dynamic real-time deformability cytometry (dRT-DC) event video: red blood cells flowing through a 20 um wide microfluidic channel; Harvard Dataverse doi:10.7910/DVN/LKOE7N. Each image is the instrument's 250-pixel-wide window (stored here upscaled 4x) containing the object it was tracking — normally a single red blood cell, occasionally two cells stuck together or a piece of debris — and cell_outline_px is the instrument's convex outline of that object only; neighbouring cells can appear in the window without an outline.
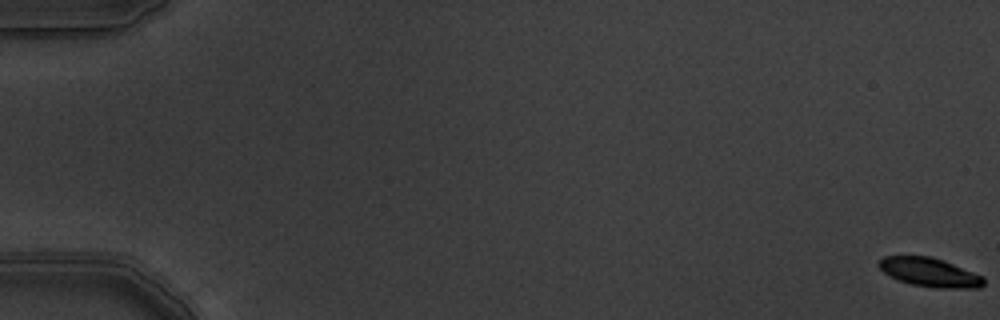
{"species": "common noctule bat (a hibernating species)", "species_latin": "Nyctalus noctula", "temperature_condition": "warm", "stored_images_in_passage": 7, "segment_of_instrument_passage": [1, 2], "camera_frame_rate_fps": 3000, "um_per_image_px": 0.085, "animal": {"sex": "male", "body_mass_g": 19.5, "forearm_length_mm": 54.6}, "frame": {"image": 1, "passage_image": 1, "time_ms": 0.0, "image_size_px": [1000, 320], "cell_outline_px": [[984, 284], [980, 288], [936, 288], [912, 284], [900, 280], [884, 272], [880, 268], [880, 260], [884, 256], [928, 256], [944, 260], [984, 276]], "centroid_in_image_um": [79.09, 23.15], "position_along_channel_um": 5.9, "area_um2": 17.46}}
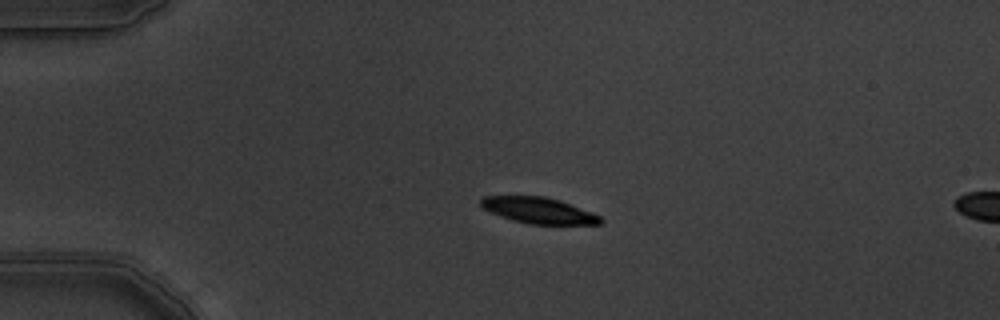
{"frame": {"image": 2, "passage_image": 5, "time_ms": 1.333, "image_size_px": [1000, 320], "cell_outline_px": [[604, 220], [600, 224], [532, 224], [512, 220], [500, 216], [480, 208], [480, 200], [484, 196], [544, 196], [560, 200], [592, 212], [600, 216]], "centroid_in_image_um": [45.76, 17.88], "position_along_channel_um": 39.2, "area_um2": 18.21}}